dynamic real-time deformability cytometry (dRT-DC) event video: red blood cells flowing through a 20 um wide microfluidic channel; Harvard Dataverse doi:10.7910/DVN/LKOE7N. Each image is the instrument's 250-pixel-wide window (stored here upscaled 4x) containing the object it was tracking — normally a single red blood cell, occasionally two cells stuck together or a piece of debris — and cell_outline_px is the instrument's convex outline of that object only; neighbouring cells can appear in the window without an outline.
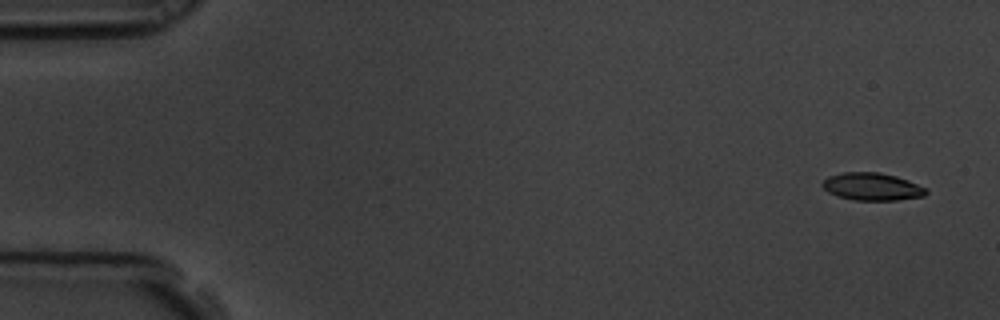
{"species": "common noctule bat (a hibernating species)", "species_latin": "Nyctalus noctula", "temperature_condition": "room temperature", "stored_images_in_passage": 6, "camera_frame_rate_fps": 3000, "um_per_image_px": 0.085, "animal": {"sex": "male", "body_mass_g": 19.5, "forearm_length_mm": 54.6}, "frame": {"image": 1, "passage_image": 1, "time_ms": 0.0, "image_size_px": [1000, 320], "cell_outline_px": [[928, 192], [924, 196], [896, 200], [852, 200], [836, 196], [828, 192], [820, 184], [828, 176], [844, 172], [880, 172], [896, 176], [908, 180], [928, 188]], "centroid_in_image_um": [74.13, 15.86], "position_along_channel_um": 10.9, "area_um2": 16.82}}
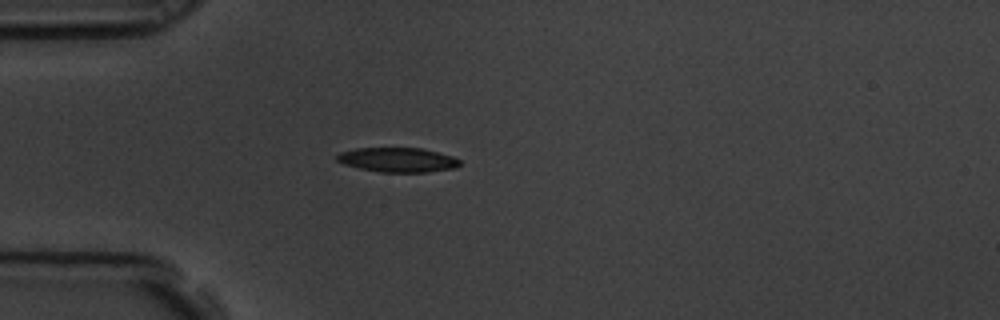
{"frame": {"image": 2, "passage_image": 5, "time_ms": 1.333, "image_size_px": [1000, 320], "cell_outline_px": [[460, 164], [456, 168], [424, 172], [380, 172], [360, 168], [344, 164], [336, 160], [336, 156], [340, 152], [356, 148], [420, 148], [452, 156], [460, 160]], "centroid_in_image_um": [33.79, 13.58], "position_along_channel_um": 51.2, "area_um2": 17.4}}